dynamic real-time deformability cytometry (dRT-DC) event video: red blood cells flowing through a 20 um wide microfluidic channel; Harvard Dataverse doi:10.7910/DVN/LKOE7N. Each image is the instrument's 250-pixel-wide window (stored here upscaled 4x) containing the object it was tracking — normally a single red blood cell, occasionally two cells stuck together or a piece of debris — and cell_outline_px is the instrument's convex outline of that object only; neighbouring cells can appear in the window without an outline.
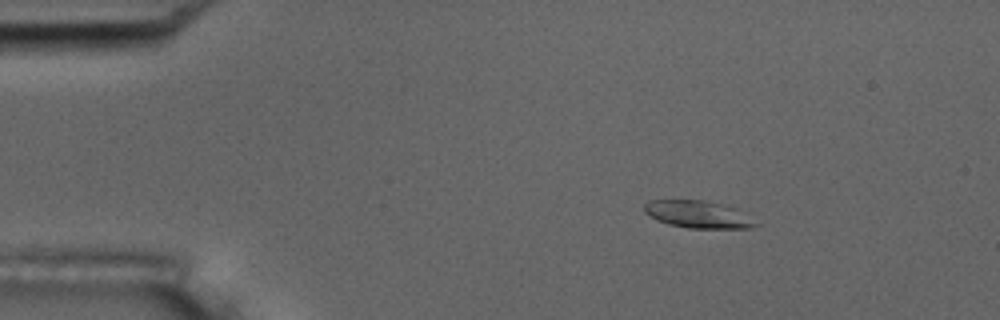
{"species": "common noctule bat (a hibernating species)", "species_latin": "Nyctalus noctula", "temperature_condition": "room temperature", "stored_images_in_passage": 4, "camera_frame_rate_fps": 3000, "um_per_image_px": 0.085, "animal": {"sex": "male", "body_mass_g": 17.5, "forearm_length_mm": 52.3}, "frame": {"image": 1, "passage_image": 2, "time_ms": 0.333, "image_size_px": [1000, 320], "cell_outline_px": [[760, 224], [752, 228], [688, 228], [668, 224], [656, 220], [644, 212], [644, 204], [648, 200], [704, 200], [736, 208]], "centroid_in_image_um": [59.32, 18.22], "position_along_channel_um": 25.7, "area_um2": 17.74}}